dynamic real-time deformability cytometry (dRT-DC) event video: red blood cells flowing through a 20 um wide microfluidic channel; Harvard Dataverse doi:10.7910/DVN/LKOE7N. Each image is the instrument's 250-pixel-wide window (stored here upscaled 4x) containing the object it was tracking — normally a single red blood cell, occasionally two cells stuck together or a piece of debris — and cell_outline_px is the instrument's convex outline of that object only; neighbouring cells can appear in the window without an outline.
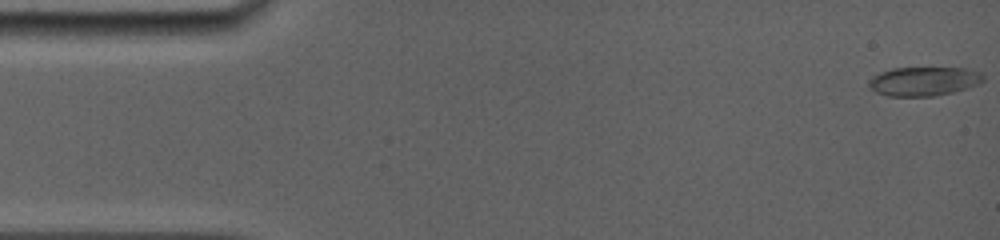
{"species": "common noctule bat (a hibernating species)", "species_latin": "Nyctalus noctula", "temperature_condition": "room temperature", "stored_images_in_passage": 9, "camera_frame_rate_fps": 5000, "um_per_image_px": 0.085, "animal": {"sex": "female", "body_mass_g": 19.0, "forearm_length_mm": 56.7}, "frame": {"image": 1, "passage_image": 1, "time_ms": 0.0, "image_size_px": [1000, 240], "cell_outline_px": [[984, 80], [980, 84], [968, 88], [936, 96], [888, 96], [876, 92], [868, 84], [868, 80], [872, 76], [880, 72], [892, 68], [964, 68], [980, 72], [984, 76]], "centroid_in_image_um": [78.53, 6.91], "position_along_channel_um": 6.5, "area_um2": 19.42}}